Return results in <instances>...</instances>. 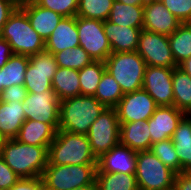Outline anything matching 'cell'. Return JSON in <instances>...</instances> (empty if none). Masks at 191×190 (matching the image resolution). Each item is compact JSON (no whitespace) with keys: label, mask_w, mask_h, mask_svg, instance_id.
I'll return each mask as SVG.
<instances>
[{"label":"cell","mask_w":191,"mask_h":190,"mask_svg":"<svg viewBox=\"0 0 191 190\" xmlns=\"http://www.w3.org/2000/svg\"><path fill=\"white\" fill-rule=\"evenodd\" d=\"M97 165H50L42 173L44 190H72L96 181Z\"/></svg>","instance_id":"8992f818"},{"label":"cell","mask_w":191,"mask_h":190,"mask_svg":"<svg viewBox=\"0 0 191 190\" xmlns=\"http://www.w3.org/2000/svg\"><path fill=\"white\" fill-rule=\"evenodd\" d=\"M106 108L94 96L78 95L61 100L58 130L87 135L90 126Z\"/></svg>","instance_id":"6da1fadb"},{"label":"cell","mask_w":191,"mask_h":190,"mask_svg":"<svg viewBox=\"0 0 191 190\" xmlns=\"http://www.w3.org/2000/svg\"><path fill=\"white\" fill-rule=\"evenodd\" d=\"M21 178L11 170L0 154V190H10Z\"/></svg>","instance_id":"74e56055"},{"label":"cell","mask_w":191,"mask_h":190,"mask_svg":"<svg viewBox=\"0 0 191 190\" xmlns=\"http://www.w3.org/2000/svg\"><path fill=\"white\" fill-rule=\"evenodd\" d=\"M6 139L2 136V134L0 133V154H1V151H2V147H3V144H4V141Z\"/></svg>","instance_id":"c3c4849f"},{"label":"cell","mask_w":191,"mask_h":190,"mask_svg":"<svg viewBox=\"0 0 191 190\" xmlns=\"http://www.w3.org/2000/svg\"><path fill=\"white\" fill-rule=\"evenodd\" d=\"M0 36L17 55L32 56L45 50V41L32 28L27 14L21 8H16L9 16Z\"/></svg>","instance_id":"277c9868"},{"label":"cell","mask_w":191,"mask_h":190,"mask_svg":"<svg viewBox=\"0 0 191 190\" xmlns=\"http://www.w3.org/2000/svg\"><path fill=\"white\" fill-rule=\"evenodd\" d=\"M28 92L24 85H12L7 89H4L0 93V101L2 102H23Z\"/></svg>","instance_id":"f35d334b"},{"label":"cell","mask_w":191,"mask_h":190,"mask_svg":"<svg viewBox=\"0 0 191 190\" xmlns=\"http://www.w3.org/2000/svg\"><path fill=\"white\" fill-rule=\"evenodd\" d=\"M136 52L147 66L178 67L174 61L168 36L142 29Z\"/></svg>","instance_id":"8fae6325"},{"label":"cell","mask_w":191,"mask_h":190,"mask_svg":"<svg viewBox=\"0 0 191 190\" xmlns=\"http://www.w3.org/2000/svg\"><path fill=\"white\" fill-rule=\"evenodd\" d=\"M41 177L21 178L10 190H42Z\"/></svg>","instance_id":"ab89813d"},{"label":"cell","mask_w":191,"mask_h":190,"mask_svg":"<svg viewBox=\"0 0 191 190\" xmlns=\"http://www.w3.org/2000/svg\"><path fill=\"white\" fill-rule=\"evenodd\" d=\"M72 190H98V186H97V183L95 181L93 184L78 187V188L72 189Z\"/></svg>","instance_id":"7dc6e473"},{"label":"cell","mask_w":191,"mask_h":190,"mask_svg":"<svg viewBox=\"0 0 191 190\" xmlns=\"http://www.w3.org/2000/svg\"><path fill=\"white\" fill-rule=\"evenodd\" d=\"M137 152L128 146L117 144L110 151L97 158L96 173H136Z\"/></svg>","instance_id":"2e32d148"},{"label":"cell","mask_w":191,"mask_h":190,"mask_svg":"<svg viewBox=\"0 0 191 190\" xmlns=\"http://www.w3.org/2000/svg\"><path fill=\"white\" fill-rule=\"evenodd\" d=\"M174 103L184 114L191 115V78L176 67L172 75Z\"/></svg>","instance_id":"83f0119b"},{"label":"cell","mask_w":191,"mask_h":190,"mask_svg":"<svg viewBox=\"0 0 191 190\" xmlns=\"http://www.w3.org/2000/svg\"><path fill=\"white\" fill-rule=\"evenodd\" d=\"M57 130L49 123L25 120L16 140L33 146H49L56 137Z\"/></svg>","instance_id":"44dd1931"},{"label":"cell","mask_w":191,"mask_h":190,"mask_svg":"<svg viewBox=\"0 0 191 190\" xmlns=\"http://www.w3.org/2000/svg\"><path fill=\"white\" fill-rule=\"evenodd\" d=\"M31 23L32 28L46 41L57 27L62 15L50 9L43 8L36 3L21 8Z\"/></svg>","instance_id":"7402d4cb"},{"label":"cell","mask_w":191,"mask_h":190,"mask_svg":"<svg viewBox=\"0 0 191 190\" xmlns=\"http://www.w3.org/2000/svg\"><path fill=\"white\" fill-rule=\"evenodd\" d=\"M29 56L13 54L0 68V93L12 85H24Z\"/></svg>","instance_id":"484cf974"},{"label":"cell","mask_w":191,"mask_h":190,"mask_svg":"<svg viewBox=\"0 0 191 190\" xmlns=\"http://www.w3.org/2000/svg\"><path fill=\"white\" fill-rule=\"evenodd\" d=\"M161 1L181 23H191V0Z\"/></svg>","instance_id":"8d00e7d4"},{"label":"cell","mask_w":191,"mask_h":190,"mask_svg":"<svg viewBox=\"0 0 191 190\" xmlns=\"http://www.w3.org/2000/svg\"><path fill=\"white\" fill-rule=\"evenodd\" d=\"M98 190H139L135 174L96 173Z\"/></svg>","instance_id":"4dcf8cb0"},{"label":"cell","mask_w":191,"mask_h":190,"mask_svg":"<svg viewBox=\"0 0 191 190\" xmlns=\"http://www.w3.org/2000/svg\"><path fill=\"white\" fill-rule=\"evenodd\" d=\"M166 190H177V189L175 188V186H173V187L166 189Z\"/></svg>","instance_id":"681fc988"},{"label":"cell","mask_w":191,"mask_h":190,"mask_svg":"<svg viewBox=\"0 0 191 190\" xmlns=\"http://www.w3.org/2000/svg\"><path fill=\"white\" fill-rule=\"evenodd\" d=\"M16 8H23L36 2V0H9Z\"/></svg>","instance_id":"f6af8a7d"},{"label":"cell","mask_w":191,"mask_h":190,"mask_svg":"<svg viewBox=\"0 0 191 190\" xmlns=\"http://www.w3.org/2000/svg\"><path fill=\"white\" fill-rule=\"evenodd\" d=\"M119 143L130 149L148 151L151 148V135L147 121L120 123Z\"/></svg>","instance_id":"ffe728a7"},{"label":"cell","mask_w":191,"mask_h":190,"mask_svg":"<svg viewBox=\"0 0 191 190\" xmlns=\"http://www.w3.org/2000/svg\"><path fill=\"white\" fill-rule=\"evenodd\" d=\"M58 65L54 55L48 51L29 56L24 86L28 93H40L52 88V80Z\"/></svg>","instance_id":"30bf717a"},{"label":"cell","mask_w":191,"mask_h":190,"mask_svg":"<svg viewBox=\"0 0 191 190\" xmlns=\"http://www.w3.org/2000/svg\"><path fill=\"white\" fill-rule=\"evenodd\" d=\"M169 45L176 65L191 56V23H181L168 36Z\"/></svg>","instance_id":"f1b7e54d"},{"label":"cell","mask_w":191,"mask_h":190,"mask_svg":"<svg viewBox=\"0 0 191 190\" xmlns=\"http://www.w3.org/2000/svg\"><path fill=\"white\" fill-rule=\"evenodd\" d=\"M185 114L175 106H158L147 120L151 143L171 139L179 121Z\"/></svg>","instance_id":"e0dca14e"},{"label":"cell","mask_w":191,"mask_h":190,"mask_svg":"<svg viewBox=\"0 0 191 190\" xmlns=\"http://www.w3.org/2000/svg\"><path fill=\"white\" fill-rule=\"evenodd\" d=\"M182 171H191V115L185 114L172 136Z\"/></svg>","instance_id":"cb8c5ba5"},{"label":"cell","mask_w":191,"mask_h":190,"mask_svg":"<svg viewBox=\"0 0 191 190\" xmlns=\"http://www.w3.org/2000/svg\"><path fill=\"white\" fill-rule=\"evenodd\" d=\"M136 164L139 190H166L174 186L176 173L150 150L137 152Z\"/></svg>","instance_id":"52a82bcc"},{"label":"cell","mask_w":191,"mask_h":190,"mask_svg":"<svg viewBox=\"0 0 191 190\" xmlns=\"http://www.w3.org/2000/svg\"><path fill=\"white\" fill-rule=\"evenodd\" d=\"M50 165H97L87 135L58 130L48 147Z\"/></svg>","instance_id":"3957f363"},{"label":"cell","mask_w":191,"mask_h":190,"mask_svg":"<svg viewBox=\"0 0 191 190\" xmlns=\"http://www.w3.org/2000/svg\"><path fill=\"white\" fill-rule=\"evenodd\" d=\"M35 3L63 17H74L77 14L78 0H36Z\"/></svg>","instance_id":"d590c367"},{"label":"cell","mask_w":191,"mask_h":190,"mask_svg":"<svg viewBox=\"0 0 191 190\" xmlns=\"http://www.w3.org/2000/svg\"><path fill=\"white\" fill-rule=\"evenodd\" d=\"M79 46L76 16L63 17L52 34L45 41V51L53 55L59 51Z\"/></svg>","instance_id":"d6986e66"},{"label":"cell","mask_w":191,"mask_h":190,"mask_svg":"<svg viewBox=\"0 0 191 190\" xmlns=\"http://www.w3.org/2000/svg\"><path fill=\"white\" fill-rule=\"evenodd\" d=\"M173 70L174 68L146 66L142 88L158 106H173Z\"/></svg>","instance_id":"5bb4252c"},{"label":"cell","mask_w":191,"mask_h":190,"mask_svg":"<svg viewBox=\"0 0 191 190\" xmlns=\"http://www.w3.org/2000/svg\"><path fill=\"white\" fill-rule=\"evenodd\" d=\"M13 54L10 44L0 36V68L6 65Z\"/></svg>","instance_id":"7bdbcfd3"},{"label":"cell","mask_w":191,"mask_h":190,"mask_svg":"<svg viewBox=\"0 0 191 190\" xmlns=\"http://www.w3.org/2000/svg\"><path fill=\"white\" fill-rule=\"evenodd\" d=\"M79 45L94 61H105L112 53L103 21L76 16Z\"/></svg>","instance_id":"9c48e42d"},{"label":"cell","mask_w":191,"mask_h":190,"mask_svg":"<svg viewBox=\"0 0 191 190\" xmlns=\"http://www.w3.org/2000/svg\"><path fill=\"white\" fill-rule=\"evenodd\" d=\"M25 120L22 102L0 101V133L6 140L16 138Z\"/></svg>","instance_id":"603a6c76"},{"label":"cell","mask_w":191,"mask_h":190,"mask_svg":"<svg viewBox=\"0 0 191 190\" xmlns=\"http://www.w3.org/2000/svg\"><path fill=\"white\" fill-rule=\"evenodd\" d=\"M143 6L114 1L108 18L113 24L133 28H143Z\"/></svg>","instance_id":"4316f807"},{"label":"cell","mask_w":191,"mask_h":190,"mask_svg":"<svg viewBox=\"0 0 191 190\" xmlns=\"http://www.w3.org/2000/svg\"><path fill=\"white\" fill-rule=\"evenodd\" d=\"M26 120H35L59 128L60 100L51 89L40 93H28L22 102Z\"/></svg>","instance_id":"7c38bea8"},{"label":"cell","mask_w":191,"mask_h":190,"mask_svg":"<svg viewBox=\"0 0 191 190\" xmlns=\"http://www.w3.org/2000/svg\"><path fill=\"white\" fill-rule=\"evenodd\" d=\"M115 0H78L76 16L105 21L108 20Z\"/></svg>","instance_id":"d6a6232c"},{"label":"cell","mask_w":191,"mask_h":190,"mask_svg":"<svg viewBox=\"0 0 191 190\" xmlns=\"http://www.w3.org/2000/svg\"><path fill=\"white\" fill-rule=\"evenodd\" d=\"M143 14V29L150 32L169 36L181 24L161 0H147Z\"/></svg>","instance_id":"9a60e30c"},{"label":"cell","mask_w":191,"mask_h":190,"mask_svg":"<svg viewBox=\"0 0 191 190\" xmlns=\"http://www.w3.org/2000/svg\"><path fill=\"white\" fill-rule=\"evenodd\" d=\"M103 27L112 53L132 52L137 50L139 35L143 28L120 26L108 20L103 21Z\"/></svg>","instance_id":"ac0fdd59"},{"label":"cell","mask_w":191,"mask_h":190,"mask_svg":"<svg viewBox=\"0 0 191 190\" xmlns=\"http://www.w3.org/2000/svg\"><path fill=\"white\" fill-rule=\"evenodd\" d=\"M150 151L176 174L181 172V164L172 139L160 141L151 145Z\"/></svg>","instance_id":"e575fe53"},{"label":"cell","mask_w":191,"mask_h":190,"mask_svg":"<svg viewBox=\"0 0 191 190\" xmlns=\"http://www.w3.org/2000/svg\"><path fill=\"white\" fill-rule=\"evenodd\" d=\"M116 109L119 123L147 121L158 108L155 100L143 89L124 94Z\"/></svg>","instance_id":"4fadbf2b"},{"label":"cell","mask_w":191,"mask_h":190,"mask_svg":"<svg viewBox=\"0 0 191 190\" xmlns=\"http://www.w3.org/2000/svg\"><path fill=\"white\" fill-rule=\"evenodd\" d=\"M104 63L124 94L142 88L147 65L136 51L111 53Z\"/></svg>","instance_id":"5b68a950"},{"label":"cell","mask_w":191,"mask_h":190,"mask_svg":"<svg viewBox=\"0 0 191 190\" xmlns=\"http://www.w3.org/2000/svg\"><path fill=\"white\" fill-rule=\"evenodd\" d=\"M174 186L177 190H191V171L177 173Z\"/></svg>","instance_id":"b9f144b4"},{"label":"cell","mask_w":191,"mask_h":190,"mask_svg":"<svg viewBox=\"0 0 191 190\" xmlns=\"http://www.w3.org/2000/svg\"><path fill=\"white\" fill-rule=\"evenodd\" d=\"M120 123L115 108H106L87 133L91 150L96 158L119 144Z\"/></svg>","instance_id":"ba28073f"},{"label":"cell","mask_w":191,"mask_h":190,"mask_svg":"<svg viewBox=\"0 0 191 190\" xmlns=\"http://www.w3.org/2000/svg\"><path fill=\"white\" fill-rule=\"evenodd\" d=\"M106 70L103 61H92L79 70V84L81 95L94 96L101 77Z\"/></svg>","instance_id":"1f68e13d"},{"label":"cell","mask_w":191,"mask_h":190,"mask_svg":"<svg viewBox=\"0 0 191 190\" xmlns=\"http://www.w3.org/2000/svg\"><path fill=\"white\" fill-rule=\"evenodd\" d=\"M123 95L124 93L118 82L105 70L94 97L107 108H114Z\"/></svg>","instance_id":"f546056e"},{"label":"cell","mask_w":191,"mask_h":190,"mask_svg":"<svg viewBox=\"0 0 191 190\" xmlns=\"http://www.w3.org/2000/svg\"><path fill=\"white\" fill-rule=\"evenodd\" d=\"M52 88L60 101L81 95L79 70L58 67L52 80Z\"/></svg>","instance_id":"d4e9b609"},{"label":"cell","mask_w":191,"mask_h":190,"mask_svg":"<svg viewBox=\"0 0 191 190\" xmlns=\"http://www.w3.org/2000/svg\"><path fill=\"white\" fill-rule=\"evenodd\" d=\"M116 1L136 6H144L147 3V0H116Z\"/></svg>","instance_id":"bcb514c9"},{"label":"cell","mask_w":191,"mask_h":190,"mask_svg":"<svg viewBox=\"0 0 191 190\" xmlns=\"http://www.w3.org/2000/svg\"><path fill=\"white\" fill-rule=\"evenodd\" d=\"M48 147L8 139L4 141L1 155L7 166L20 178L41 177L48 164Z\"/></svg>","instance_id":"7a4b0ae2"},{"label":"cell","mask_w":191,"mask_h":190,"mask_svg":"<svg viewBox=\"0 0 191 190\" xmlns=\"http://www.w3.org/2000/svg\"><path fill=\"white\" fill-rule=\"evenodd\" d=\"M15 9L16 7L9 0H0V34L3 30V26Z\"/></svg>","instance_id":"60d3db41"},{"label":"cell","mask_w":191,"mask_h":190,"mask_svg":"<svg viewBox=\"0 0 191 190\" xmlns=\"http://www.w3.org/2000/svg\"><path fill=\"white\" fill-rule=\"evenodd\" d=\"M58 67L81 70L94 61L89 54L79 45L72 49L59 51L54 54Z\"/></svg>","instance_id":"836d02e7"},{"label":"cell","mask_w":191,"mask_h":190,"mask_svg":"<svg viewBox=\"0 0 191 190\" xmlns=\"http://www.w3.org/2000/svg\"><path fill=\"white\" fill-rule=\"evenodd\" d=\"M178 68H180L183 72L188 74L191 78V56L188 59L182 61L178 65Z\"/></svg>","instance_id":"ee69618b"}]
</instances>
